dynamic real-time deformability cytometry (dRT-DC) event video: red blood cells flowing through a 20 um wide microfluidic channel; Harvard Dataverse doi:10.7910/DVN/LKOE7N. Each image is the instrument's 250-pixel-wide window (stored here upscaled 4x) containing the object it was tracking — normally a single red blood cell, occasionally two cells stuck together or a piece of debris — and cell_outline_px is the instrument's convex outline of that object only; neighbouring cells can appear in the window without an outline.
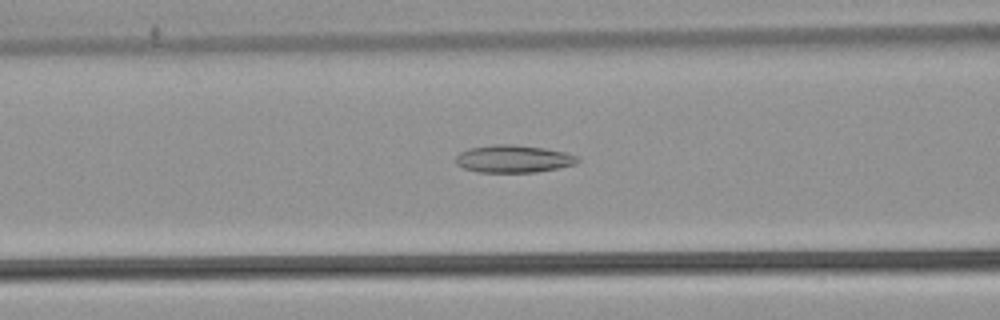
{"species": "common noctule bat (a hibernating species)", "species_latin": "Nyctalus noctula", "temperature_condition": "warm", "stored_images_in_passage": 46, "camera_frame_rate_fps": 3000, "um_per_image_px": 0.085, "animal": {"sex": "male", "body_mass_g": 21.5, "forearm_length_mm": 52.0}, "frame": {"image": 1, "passage_image": 15, "time_ms": 4.667, "image_size_px": [1000, 320], "cell_outline_px": [[580, 160], [576, 164], [536, 172], [480, 172], [464, 168], [456, 164], [456, 156], [460, 152], [468, 148], [492, 144], [512, 144], [544, 148], [564, 152], [576, 156]], "centroid_in_image_um": [43.61, 13.49], "position_along_channel_um": 123.0, "area_um2": 19.48}}
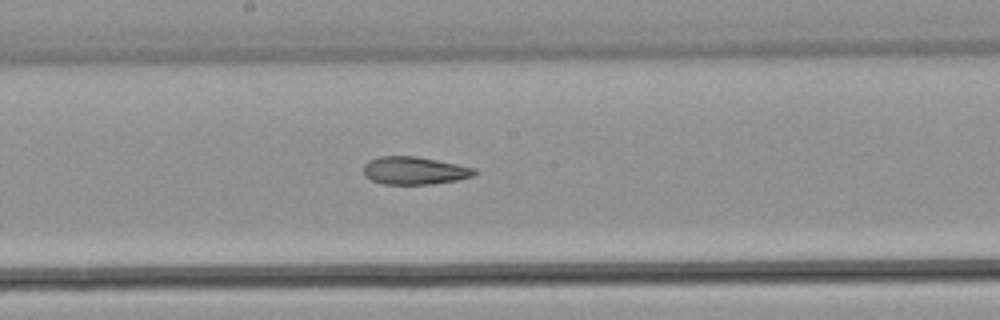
{"frame": {"image": 2, "passage_image": 22, "time_ms": 7.0, "image_size_px": [1000, 320], "cell_outline_px": [[476, 172], [472, 176], [456, 180], [432, 184], [380, 184], [364, 176], [364, 164], [368, 160], [380, 156], [416, 156], [476, 168]], "centroid_in_image_um": [35.18, 14.5], "position_along_channel_um": 213.0, "area_um2": 17.92}}
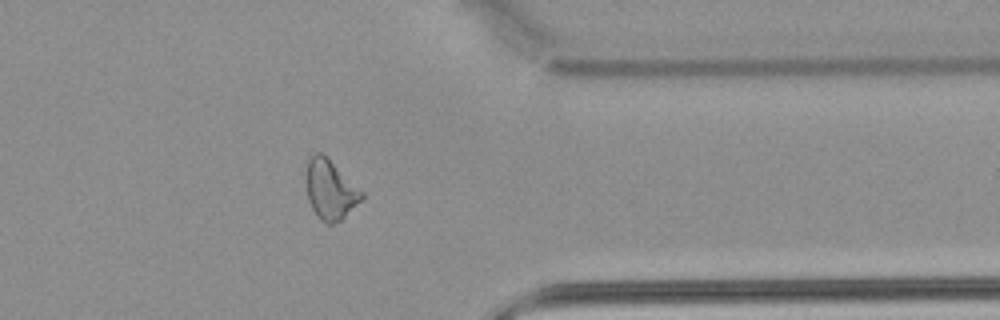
{"frame": {"image": 3, "passage_image": 36, "time_ms": 11.667, "image_size_px": [1000, 320], "cell_outline_px": [[364, 196], [340, 220], [332, 224], [324, 224], [320, 220], [312, 208], [308, 200], [304, 176], [304, 164], [316, 152], [320, 152], [364, 192]], "centroid_in_image_um": [28.0, 16.12], "position_along_channel_um": 383.4, "area_um2": 19.19}, "authors_computed_cell_mechanics": {"area_um2": 19.7965, "velocity_mm_per_s": 3.8581, "shape_relaxation_time_tau1_ms": null, "shape_relaxation_time_tau2_ms": 4.2398, "deformation_change_tau1": null, "deformation_change_tau2": 0.1308}}